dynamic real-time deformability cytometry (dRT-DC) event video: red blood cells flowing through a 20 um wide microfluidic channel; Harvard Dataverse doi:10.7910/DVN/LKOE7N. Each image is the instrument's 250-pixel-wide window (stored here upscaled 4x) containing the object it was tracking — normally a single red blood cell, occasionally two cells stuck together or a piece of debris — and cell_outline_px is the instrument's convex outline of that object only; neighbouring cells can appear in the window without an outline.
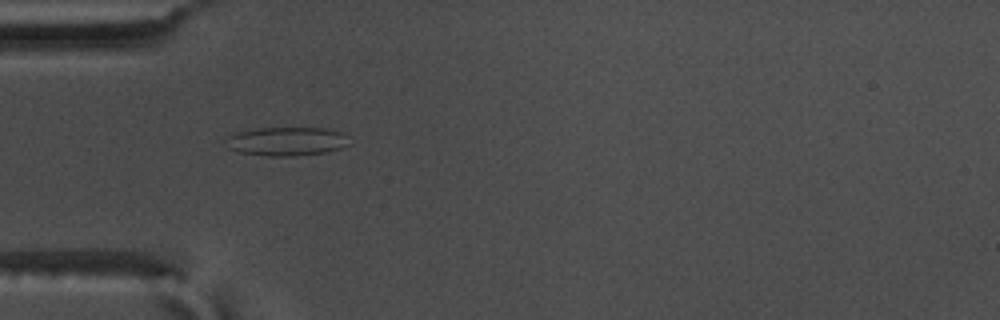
{"species": "common noctule bat (a hibernating species)", "species_latin": "Nyctalus noctula", "temperature_condition": "warm", "stored_images_in_passage": 57, "camera_frame_rate_fps": 3000, "um_per_image_px": 0.085, "animal": {"sex": "male", "body_mass_g": 17.5, "forearm_length_mm": 52.3}, "frame": {"image": 1, "passage_image": 18, "time_ms": 5.667, "image_size_px": [1000, 320], "cell_outline_px": [[352, 144], [340, 148], [324, 152], [296, 156], [268, 156], [240, 152], [224, 148], [228, 136], [236, 132], [260, 128], [328, 128], [344, 132]], "centroid_in_image_um": [24.38, 12.01], "position_along_channel_um": 60.6, "area_um2": 20.92}}
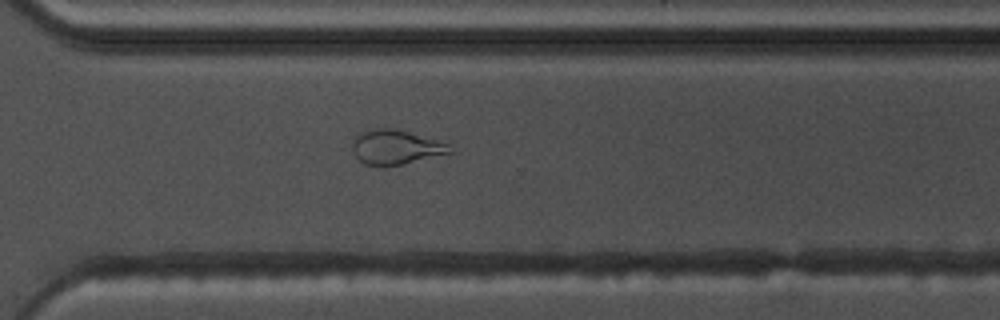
{"frame": {"image": 2, "passage_image": 41, "time_ms": 13.333, "image_size_px": [1000, 320], "cell_outline_px": [[456, 152], [384, 168], [380, 168], [364, 164], [352, 152], [352, 144], [356, 136], [360, 132], [376, 128], [396, 128], [440, 140], [448, 144]], "centroid_in_image_um": [33.66, 12.52], "position_along_channel_um": 336.9, "area_um2": 20.17}}
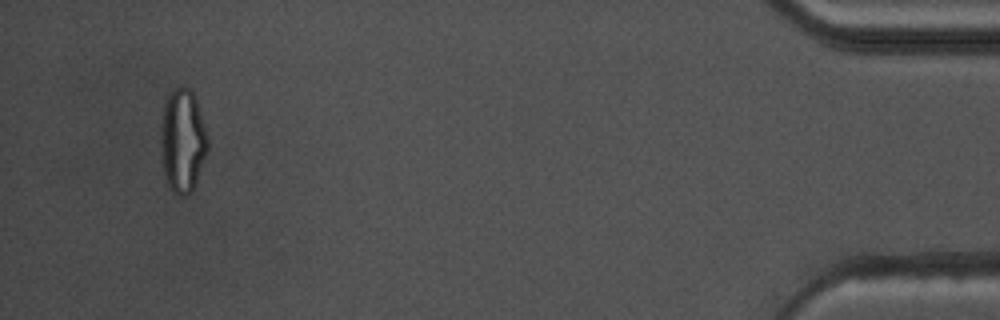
{"frame": {"image": 3, "passage_image": 54, "time_ms": 17.667, "image_size_px": [1000, 320], "cell_outline_px": [[208, 148], [196, 184], [192, 192], [184, 196], [176, 196], [168, 184], [164, 172], [160, 152], [160, 124], [164, 100], [168, 92], [176, 88], [188, 88], [192, 92], [196, 100], [208, 136]], "centroid_in_image_um": [15.5, 11.97], "position_along_channel_um": 419.7, "area_um2": 28.73}, "authors_computed_cell_mechanics": {"area_um2": 21.2704, "velocity_mm_per_s": 3.6457, "shape_relaxation_time_tau1_ms": null, "shape_relaxation_time_tau2_ms": 1.538, "deformation_change_tau1": null, "deformation_change_tau2": 0.0856}}